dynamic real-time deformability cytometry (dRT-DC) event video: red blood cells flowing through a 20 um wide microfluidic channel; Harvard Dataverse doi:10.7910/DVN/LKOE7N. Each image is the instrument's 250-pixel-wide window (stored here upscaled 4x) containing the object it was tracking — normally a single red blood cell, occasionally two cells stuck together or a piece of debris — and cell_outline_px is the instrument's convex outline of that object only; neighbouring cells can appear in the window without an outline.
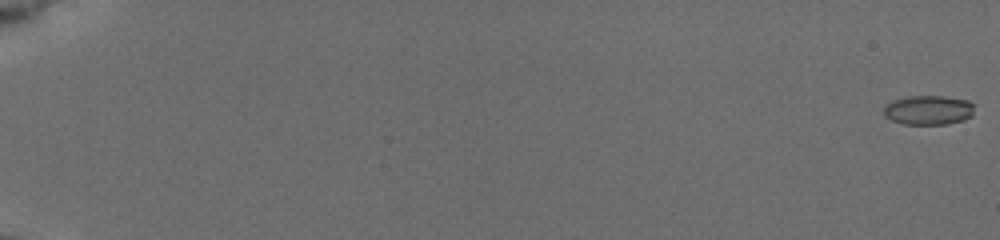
{"species": "common noctule bat (a hibernating species)", "species_latin": "Nyctalus noctula", "temperature_condition": "cold", "stored_images_in_passage": 57, "camera_frame_rate_fps": 3000, "um_per_image_px": 0.085, "animal": {"sex": "female", "body_mass_g": 19.5, "forearm_length_mm": 54.1}, "frame": {"image": 1, "passage_image": 1, "time_ms": 0.0, "image_size_px": [1000, 240], "cell_outline_px": [[976, 104], [972, 116], [964, 120], [948, 124], [904, 124], [892, 120], [884, 116], [884, 108], [892, 100], [908, 96], [944, 96], [968, 100]], "centroid_in_image_um": [78.97, 9.35], "position_along_channel_um": 6.0, "area_um2": 15.72}}
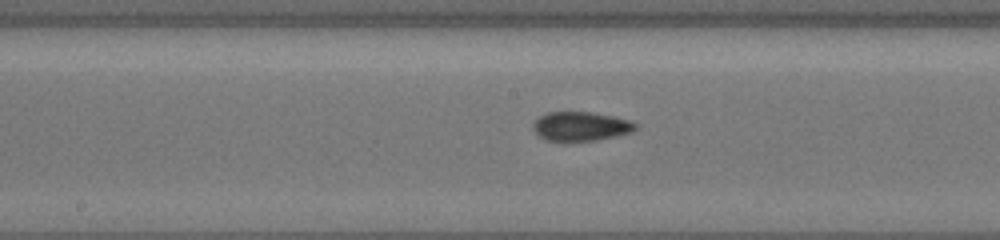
{"frame": {"image": 2, "passage_image": 33, "time_ms": 10.667, "image_size_px": [1000, 240], "cell_outline_px": [[636, 128], [632, 132], [616, 136], [596, 140], [544, 140], [532, 128], [532, 124], [540, 116], [548, 112], [592, 112], [632, 120], [636, 124]], "centroid_in_image_um": [49.38, 10.72], "position_along_channel_um": 198.8, "area_um2": 17.22}}
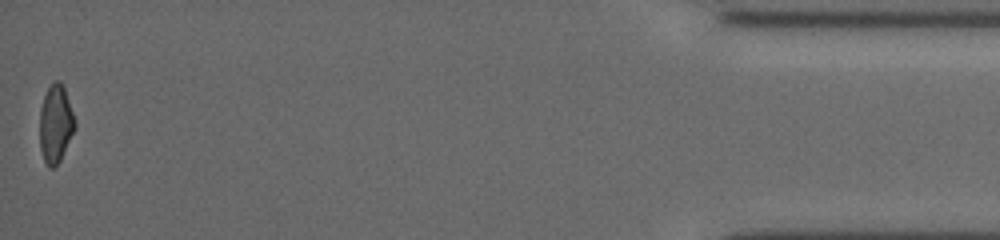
{"frame": {"image": 3, "passage_image": 57, "time_ms": 18.667, "image_size_px": [1000, 240], "cell_outline_px": [[76, 128], [60, 160], [52, 168], [48, 168], [44, 160], [40, 148], [40, 108], [44, 96], [48, 88], [56, 80], [60, 80], [64, 88], [76, 120]], "centroid_in_image_um": [4.74, 10.53], "position_along_channel_um": 430.5, "area_um2": 15.95}, "authors_computed_cell_mechanics": {"area_um2": 16.7042, "velocity_mm_per_s": 3.8418, "shape_relaxation_time_tau1_ms": null, "shape_relaxation_time_tau2_ms": 1.584, "deformation_change_tau1": null, "deformation_change_tau2": 0.0582}}